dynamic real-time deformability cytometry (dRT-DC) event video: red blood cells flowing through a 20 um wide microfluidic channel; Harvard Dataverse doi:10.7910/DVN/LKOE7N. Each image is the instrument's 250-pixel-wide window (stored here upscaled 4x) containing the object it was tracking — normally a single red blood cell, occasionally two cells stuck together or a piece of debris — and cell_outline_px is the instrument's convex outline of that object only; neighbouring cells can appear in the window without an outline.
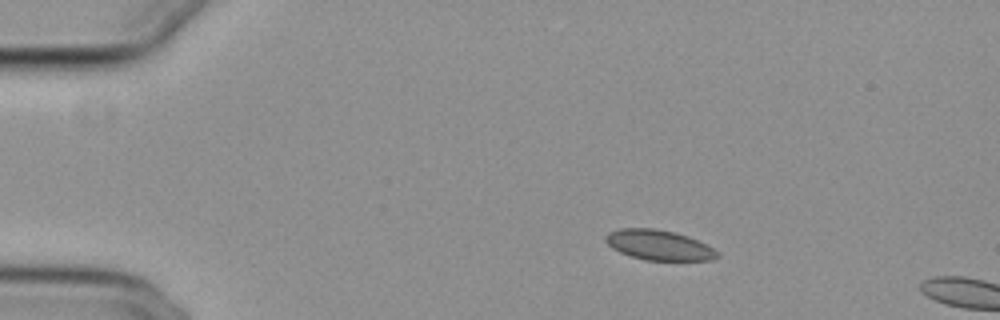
{"species": "common noctule bat (a hibernating species)", "species_latin": "Nyctalus noctula", "temperature_condition": "cold", "stored_images_in_passage": 4, "camera_frame_rate_fps": 3000, "um_per_image_px": 0.085, "animal": {"sex": "female", "body_mass_g": 29.2, "forearm_length_mm": 56.3}, "frame": {"image": 1, "passage_image": 1, "time_ms": 0.0, "image_size_px": [1000, 320], "cell_outline_px": [[720, 256], [712, 260], [644, 260], [620, 252], [612, 248], [604, 240], [604, 236], [608, 232], [620, 228], [656, 228], [688, 236], [720, 252]], "centroid_in_image_um": [55.98, 20.83], "position_along_channel_um": 29.0, "area_um2": 19.54}}